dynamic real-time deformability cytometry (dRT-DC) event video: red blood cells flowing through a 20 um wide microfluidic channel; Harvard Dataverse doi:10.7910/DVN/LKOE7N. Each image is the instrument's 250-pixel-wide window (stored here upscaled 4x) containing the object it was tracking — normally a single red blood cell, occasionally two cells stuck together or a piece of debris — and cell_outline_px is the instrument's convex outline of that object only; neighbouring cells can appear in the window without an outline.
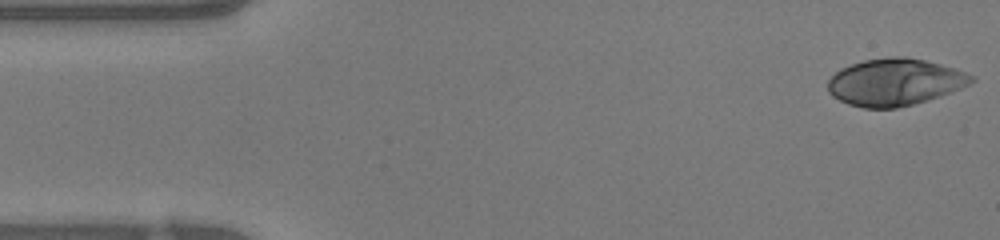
{"species": "human", "species_latin": "Homo sapiens", "temperature_condition": "warm", "stored_images_in_passage": 47, "camera_frame_rate_fps": 3000, "um_per_image_px": 0.085, "donor": {"sex": "female"}, "frame": {"image": 1, "passage_image": 1, "time_ms": 0.0, "image_size_px": [1000, 240], "cell_outline_px": [[976, 80], [952, 92], [928, 100], [896, 108], [864, 108], [848, 104], [832, 96], [828, 92], [828, 80], [840, 68], [864, 60], [892, 56], [904, 56], [924, 60], [956, 68], [976, 76]], "centroid_in_image_um": [76.07, 6.97], "position_along_channel_um": 8.9, "area_um2": 39.42}}
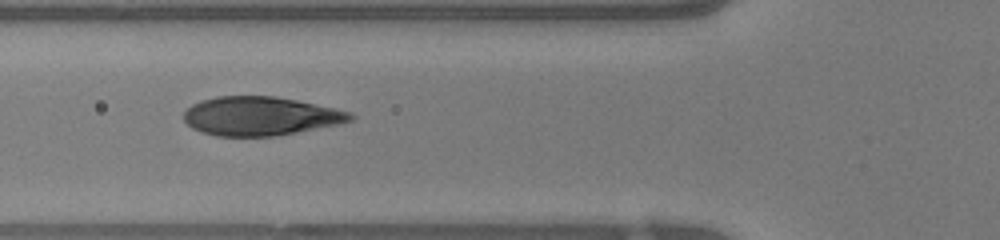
{"frame": {"image": 2, "passage_image": 16, "time_ms": 5.0, "image_size_px": [1000, 240], "cell_outline_px": [[356, 116], [352, 120], [340, 124], [276, 136], [216, 136], [200, 132], [192, 128], [184, 120], [184, 112], [192, 104], [200, 100], [216, 96], [276, 96], [336, 108], [352, 112]], "centroid_in_image_um": [22.14, 9.87], "position_along_channel_um": 103.7, "area_um2": 37.92}}
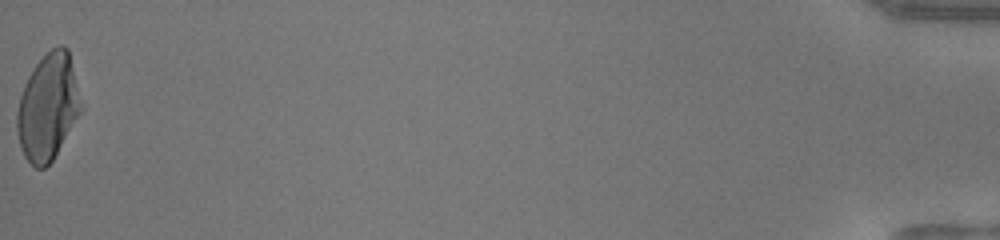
{"frame": {"image": 3, "passage_image": 47, "time_ms": 15.333, "image_size_px": [1000, 240], "cell_outline_px": [[84, 108], [52, 160], [44, 168], [36, 168], [24, 156], [20, 148], [16, 128], [16, 116], [20, 96], [24, 84], [28, 76], [36, 64], [52, 48], [60, 44], [64, 44], [68, 48]], "centroid_in_image_um": [4.09, 9.09], "position_along_channel_um": 431.1, "area_um2": 39.82}, "authors_computed_cell_mechanics": {"area_um2": 38.437, "velocity_mm_per_s": 4.2473, "shape_relaxation_time_tau1_ms": 4.8627, "shape_relaxation_time_tau2_ms": null, "deformation_change_tau1": 0.2609, "deformation_change_tau2": null}}